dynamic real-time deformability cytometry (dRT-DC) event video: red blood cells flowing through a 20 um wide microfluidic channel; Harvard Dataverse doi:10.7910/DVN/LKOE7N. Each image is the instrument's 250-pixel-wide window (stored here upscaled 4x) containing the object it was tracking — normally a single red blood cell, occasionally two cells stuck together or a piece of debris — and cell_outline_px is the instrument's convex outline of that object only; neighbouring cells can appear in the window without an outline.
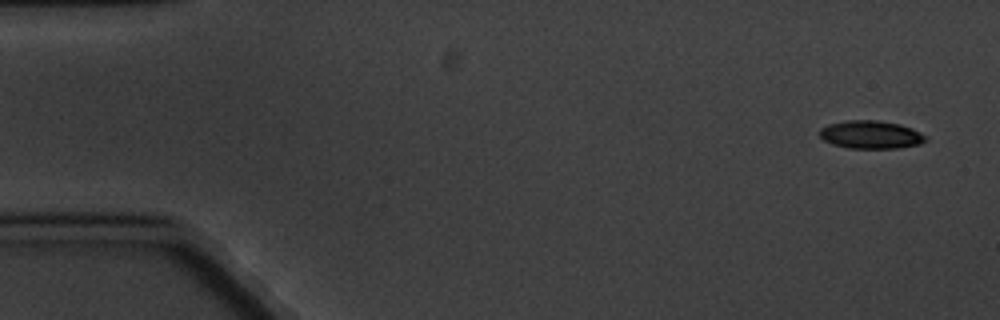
{"species": "common noctule bat (a hibernating species)", "species_latin": "Nyctalus noctula", "temperature_condition": "cold", "stored_images_in_passage": 5, "camera_frame_rate_fps": 3000, "um_per_image_px": 0.085, "animal": {"sex": "male", "body_mass_g": 20.1, "forearm_length_mm": 53.5}, "frame": {"image": 1, "passage_image": 1, "time_ms": 0.0, "image_size_px": [1000, 320], "cell_outline_px": [[928, 140], [920, 144], [896, 148], [848, 148], [832, 144], [824, 140], [820, 136], [820, 128], [828, 124], [848, 120], [876, 120], [900, 124], [912, 128], [928, 136]], "centroid_in_image_um": [74.04, 11.44], "position_along_channel_um": 11.0, "area_um2": 17.4}}
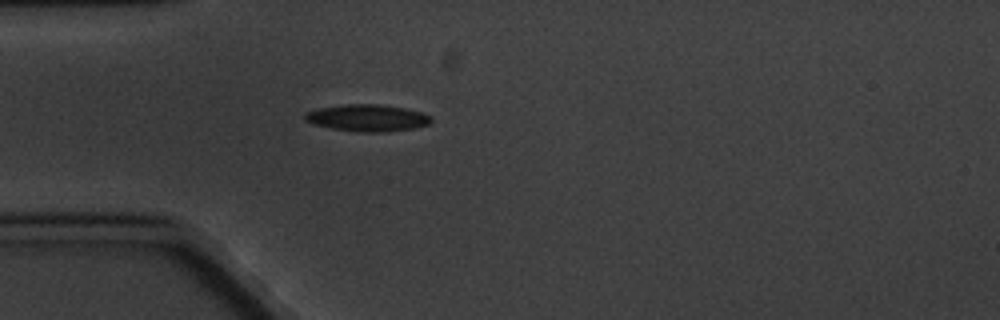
{"frame": {"image": 2, "passage_image": 5, "time_ms": 4.667, "image_size_px": [1000, 320], "cell_outline_px": [[432, 120], [428, 124], [416, 128], [380, 132], [360, 132], [332, 128], [312, 124], [304, 120], [304, 112], [320, 108], [348, 104], [380, 104], [404, 108], [424, 112], [432, 116]], "centroid_in_image_um": [31.24, 10.02], "position_along_channel_um": 53.8, "area_um2": 19.83}}